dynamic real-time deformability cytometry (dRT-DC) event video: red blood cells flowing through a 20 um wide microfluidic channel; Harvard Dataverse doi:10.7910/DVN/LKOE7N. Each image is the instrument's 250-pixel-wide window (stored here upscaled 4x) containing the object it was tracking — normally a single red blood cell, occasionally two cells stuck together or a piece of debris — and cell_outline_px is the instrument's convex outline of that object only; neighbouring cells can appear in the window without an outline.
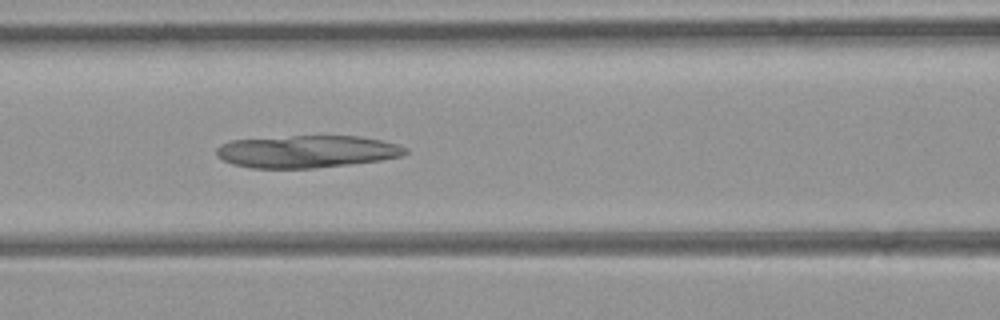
{"species": "common noctule bat (a hibernating species)", "species_latin": "Nyctalus noctula", "temperature_condition": "room temperature", "stored_images_in_passage": 46, "camera_frame_rate_fps": 3000, "um_per_image_px": 0.085, "animal": {"sex": "female", "body_mass_g": 21.9}, "frame": {"image": 1, "passage_image": 19, "time_ms": 6.0, "image_size_px": [1000, 320], "cell_outline_px": [[408, 152], [404, 156], [380, 160], [316, 168], [252, 168], [232, 164], [216, 156], [216, 148], [220, 144], [232, 140], [292, 136], [356, 136], [380, 140], [396, 144], [408, 148]], "centroid_in_image_um": [26.07, 12.88], "position_along_channel_um": 140.5, "area_um2": 35.6}}
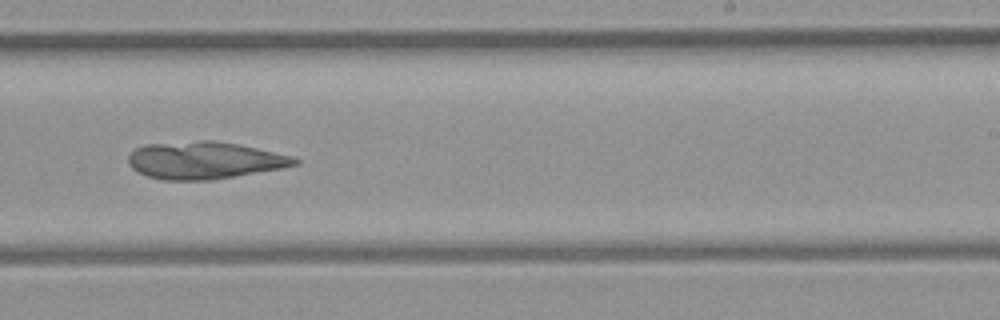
{"frame": {"image": 2, "passage_image": 28, "time_ms": 9.0, "image_size_px": [1000, 320], "cell_outline_px": [[300, 164], [280, 168], [212, 180], [164, 180], [148, 176], [136, 172], [128, 164], [128, 156], [136, 148], [144, 144], [200, 140], [212, 140], [236, 144], [256, 148], [292, 156], [300, 160]], "centroid_in_image_um": [17.34, 13.62], "position_along_channel_um": 271.7, "area_um2": 36.07}}
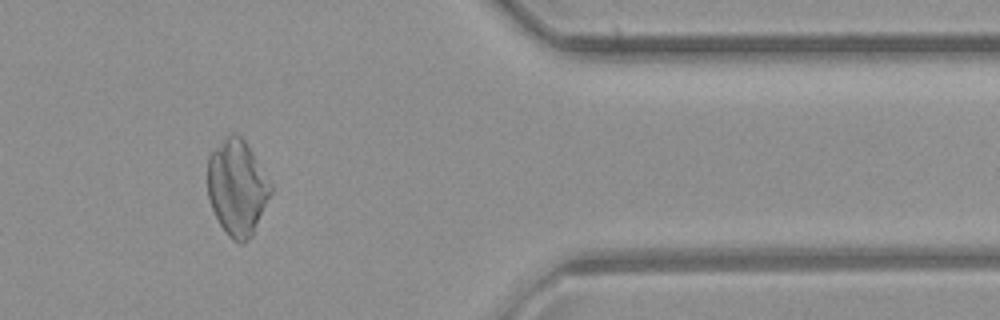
{"frame": {"image": 3, "passage_image": 38, "time_ms": 12.333, "image_size_px": [1000, 320], "cell_outline_px": [[272, 192], [252, 236], [244, 244], [240, 244], [232, 240], [228, 236], [220, 224], [212, 208], [208, 196], [208, 156], [232, 132], [236, 132], [244, 140], [252, 152], [272, 184]], "centroid_in_image_um": [20.17, 15.98], "position_along_channel_um": 391.2, "area_um2": 34.97}}